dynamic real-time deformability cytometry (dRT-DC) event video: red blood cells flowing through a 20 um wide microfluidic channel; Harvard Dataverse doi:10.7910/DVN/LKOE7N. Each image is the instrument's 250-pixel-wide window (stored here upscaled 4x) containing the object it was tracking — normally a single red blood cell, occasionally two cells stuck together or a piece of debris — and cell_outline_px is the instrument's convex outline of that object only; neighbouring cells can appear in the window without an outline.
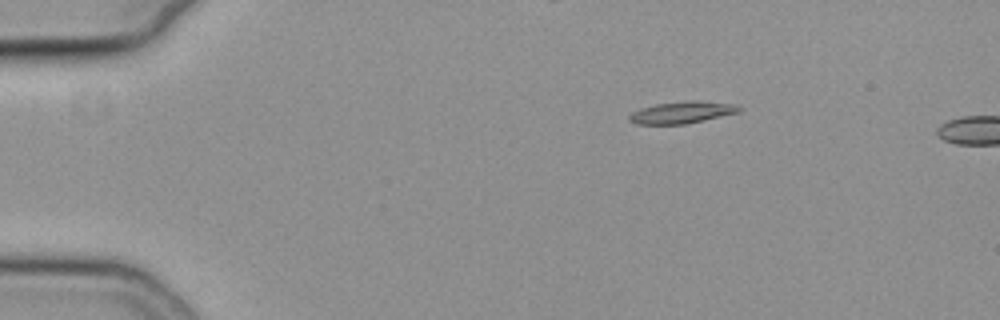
{"species": "common noctule bat (a hibernating species)", "species_latin": "Nyctalus noctula", "temperature_condition": "cold", "stored_images_in_passage": 4, "camera_frame_rate_fps": 3000, "um_per_image_px": 0.085, "animal": {"sex": "female", "body_mass_g": 19.3, "forearm_length_mm": 54.1}, "frame": {"image": 1, "passage_image": 1, "time_ms": 0.0, "image_size_px": [1000, 320], "cell_outline_px": [[744, 108], [740, 112], [684, 124], [636, 124], [628, 120], [628, 116], [632, 112], [640, 108], [656, 104], [688, 100], [700, 100], [736, 104]], "centroid_in_image_um": [57.99, 9.54], "position_along_channel_um": 27.0, "area_um2": 14.16}}